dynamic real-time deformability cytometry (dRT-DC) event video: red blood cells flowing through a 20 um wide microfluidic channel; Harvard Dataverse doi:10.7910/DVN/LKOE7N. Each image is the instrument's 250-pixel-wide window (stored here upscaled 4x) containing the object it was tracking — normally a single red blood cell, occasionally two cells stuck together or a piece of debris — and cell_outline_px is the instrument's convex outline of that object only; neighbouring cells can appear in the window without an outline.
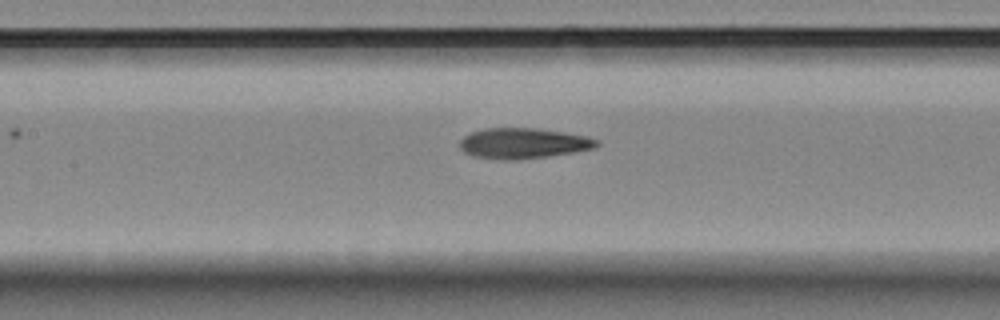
{"species": "Egyptian fruit bat (a non-hibernating species)", "species_latin": "Rousettus aegyptiacus", "temperature_condition": "room temperature", "stored_images_in_passage": 7, "segment_of_instrument_passage": [2, 2], "camera_frame_rate_fps": 3000, "um_per_image_px": 0.085, "animal": {"sex": "female"}, "frame": {"image": 1, "passage_image": 7, "time_ms": 2.0, "image_size_px": [1000, 320], "cell_outline_px": [[600, 144], [596, 148], [548, 156], [516, 160], [500, 160], [472, 156], [464, 152], [460, 148], [460, 140], [464, 136], [472, 132], [484, 128], [536, 128], [564, 132], [588, 136], [600, 140]], "centroid_in_image_um": [44.49, 12.18], "position_along_channel_um": 162.9, "area_um2": 24.57}}